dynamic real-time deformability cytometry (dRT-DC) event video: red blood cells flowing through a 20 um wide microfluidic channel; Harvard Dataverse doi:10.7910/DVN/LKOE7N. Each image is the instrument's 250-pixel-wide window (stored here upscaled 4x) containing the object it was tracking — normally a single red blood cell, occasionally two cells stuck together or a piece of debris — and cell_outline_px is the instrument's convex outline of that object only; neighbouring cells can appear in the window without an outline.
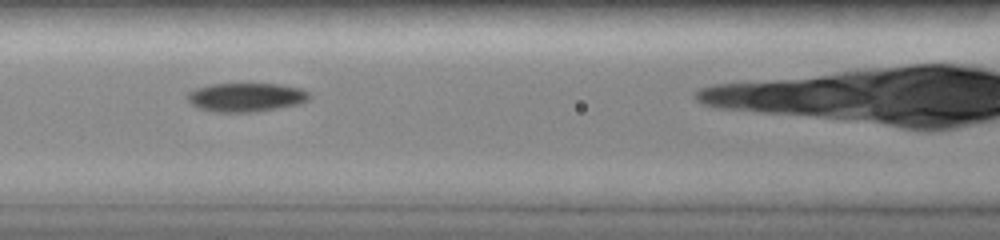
{"species": "common noctule bat (a hibernating species)", "species_latin": "Nyctalus noctula", "temperature_condition": "room temperature", "stored_images_in_passage": 24, "camera_frame_rate_fps": 3000, "um_per_image_px": 0.085, "animal": {"sex": "female", "body_mass_g": 19.0, "forearm_length_mm": 51.5}, "frame": {"image": 1, "passage_image": 9, "time_ms": 1.667, "image_size_px": [1000, 240], "cell_outline_px": [[312, 96], [308, 100], [300, 104], [280, 108], [252, 112], [212, 112], [196, 108], [188, 100], [188, 92], [196, 88], [208, 84], [280, 84], [300, 88], [308, 92]], "centroid_in_image_um": [20.92, 8.27], "position_along_channel_um": 145.7, "area_um2": 20.69}}
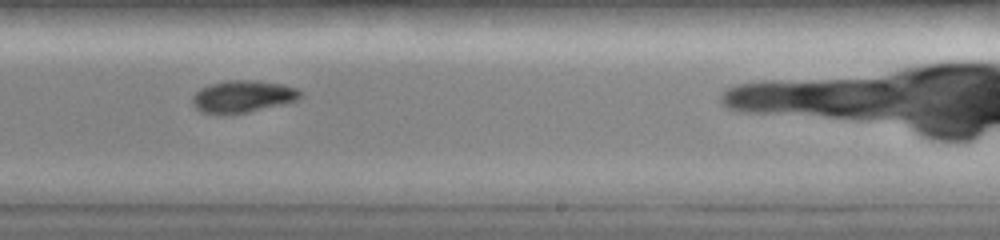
{"frame": {"image": 2, "passage_image": 16, "time_ms": 4.667, "image_size_px": [1000, 240], "cell_outline_px": [[304, 92], [296, 100], [248, 112], [220, 116], [200, 112], [192, 104], [192, 96], [200, 88], [212, 84], [228, 80], [256, 80], [284, 84], [296, 88]], "centroid_in_image_um": [20.59, 8.21], "position_along_channel_um": 268.4, "area_um2": 20.4}}